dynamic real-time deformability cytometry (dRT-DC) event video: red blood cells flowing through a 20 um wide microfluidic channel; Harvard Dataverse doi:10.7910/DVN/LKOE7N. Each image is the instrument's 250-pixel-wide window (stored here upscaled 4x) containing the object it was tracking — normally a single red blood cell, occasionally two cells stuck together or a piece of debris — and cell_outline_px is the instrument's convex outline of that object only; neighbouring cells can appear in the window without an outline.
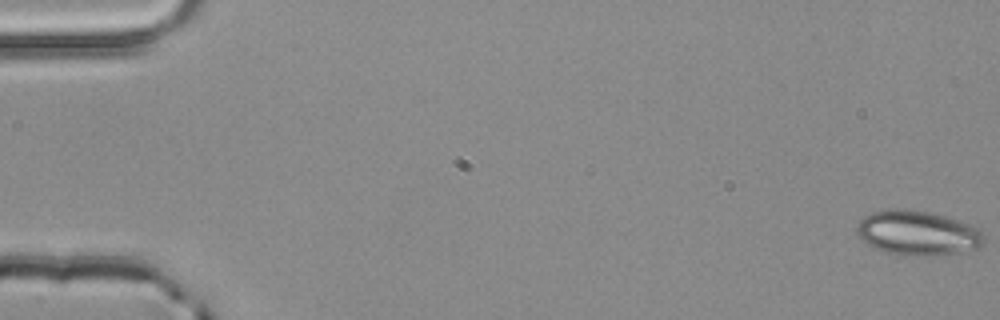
{"species": "common noctule bat (a hibernating species)", "species_latin": "Nyctalus noctula", "temperature_condition": "room temperature", "stored_images_in_passage": 4, "camera_frame_rate_fps": 3000, "um_per_image_px": 0.085, "animal": {"sex": "male", "body_mass_g": 20.4}, "frame": {"image": 1, "passage_image": 1, "time_ms": 0.0, "image_size_px": [1000, 320], "cell_outline_px": [[984, 244], [980, 248], [960, 252], [936, 256], [912, 256], [884, 252], [872, 248], [856, 232], [856, 224], [864, 216], [872, 212], [888, 208], [904, 208], [932, 212], [980, 228], [984, 236]], "centroid_in_image_um": [78.0, 19.81], "position_along_channel_um": 7.0, "area_um2": 33.58}}